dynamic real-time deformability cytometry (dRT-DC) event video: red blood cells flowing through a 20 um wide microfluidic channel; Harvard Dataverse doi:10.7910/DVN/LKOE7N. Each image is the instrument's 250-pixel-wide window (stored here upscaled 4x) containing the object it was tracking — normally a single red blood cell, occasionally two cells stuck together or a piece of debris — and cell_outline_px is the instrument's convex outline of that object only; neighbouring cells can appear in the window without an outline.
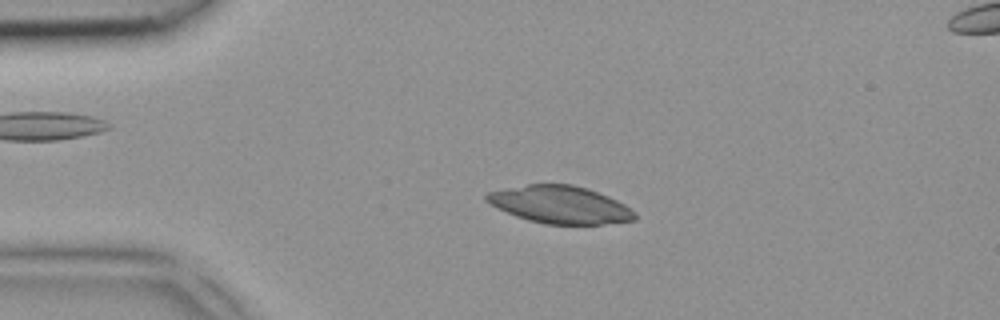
{"species": "common noctule bat (a hibernating species)", "species_latin": "Nyctalus noctula", "temperature_condition": "room temperature", "stored_images_in_passage": 4, "camera_frame_rate_fps": 3000, "um_per_image_px": 0.085, "animal": {"sex": "female", "body_mass_g": 18.4}, "frame": {"image": 1, "passage_image": 2, "time_ms": 0.333, "image_size_px": [1000, 320], "cell_outline_px": [[636, 220], [600, 224], [544, 224], [528, 220], [516, 216], [496, 208], [484, 200], [484, 196], [488, 192], [528, 184], [572, 184], [588, 188], [608, 196], [624, 204], [636, 212]], "centroid_in_image_um": [47.59, 17.4], "position_along_channel_um": 37.4, "area_um2": 32.43}}